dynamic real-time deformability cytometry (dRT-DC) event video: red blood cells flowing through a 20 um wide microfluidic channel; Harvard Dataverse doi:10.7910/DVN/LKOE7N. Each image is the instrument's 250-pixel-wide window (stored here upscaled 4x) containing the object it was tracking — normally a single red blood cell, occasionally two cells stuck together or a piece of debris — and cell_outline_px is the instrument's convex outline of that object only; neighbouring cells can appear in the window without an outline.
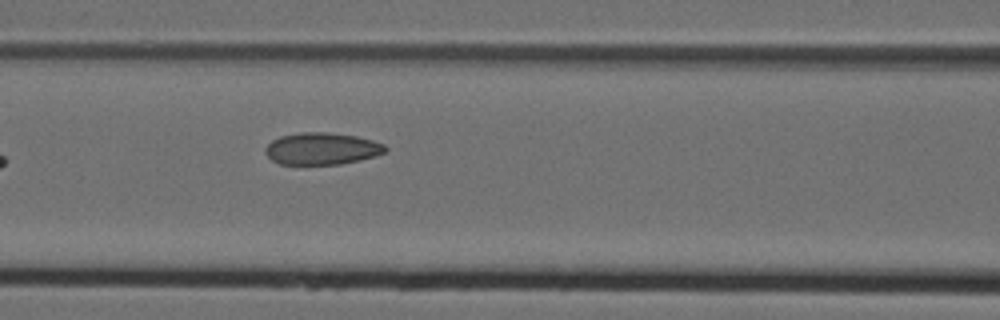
{"species": "Egyptian fruit bat (a non-hibernating species)", "species_latin": "Rousettus aegyptiacus", "temperature_condition": "cold", "stored_images_in_passage": 6, "camera_frame_rate_fps": 3000, "um_per_image_px": 0.085, "animal": {"sex": "female"}, "frame": {"image": 1, "passage_image": 6, "time_ms": 1.667, "image_size_px": [1000, 320], "cell_outline_px": [[388, 148], [384, 152], [376, 156], [360, 160], [340, 164], [280, 164], [272, 160], [264, 152], [264, 148], [272, 140], [280, 136], [300, 132], [324, 132], [356, 136], [372, 140], [384, 144]], "centroid_in_image_um": [27.34, 12.63], "position_along_channel_um": 139.3, "area_um2": 22.37}}